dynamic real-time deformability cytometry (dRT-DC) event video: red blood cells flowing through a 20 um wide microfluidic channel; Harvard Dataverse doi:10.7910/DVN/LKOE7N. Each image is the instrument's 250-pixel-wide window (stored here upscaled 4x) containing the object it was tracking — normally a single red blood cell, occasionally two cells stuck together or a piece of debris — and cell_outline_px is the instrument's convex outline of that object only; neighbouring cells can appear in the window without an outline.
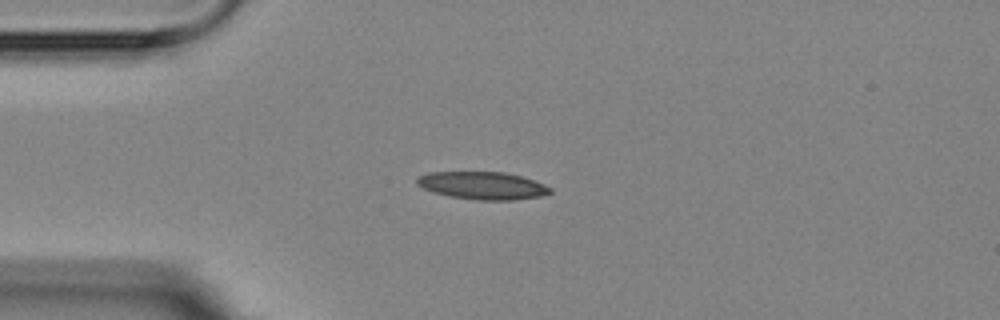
{"species": "Egyptian fruit bat (a non-hibernating species)", "species_latin": "Rousettus aegyptiacus", "temperature_condition": "room temperature", "stored_images_in_passage": 2, "camera_frame_rate_fps": 3000, "um_per_image_px": 0.085, "animal": {"sex": "female"}, "frame": {"image": 1, "passage_image": 1, "time_ms": 0.0, "image_size_px": [1000, 320], "cell_outline_px": [[552, 192], [540, 196], [512, 200], [476, 200], [452, 196], [436, 192], [424, 188], [416, 184], [416, 176], [428, 172], [504, 172], [536, 180], [552, 188]], "centroid_in_image_um": [41.03, 15.76], "position_along_channel_um": 44.0, "area_um2": 21.39}}
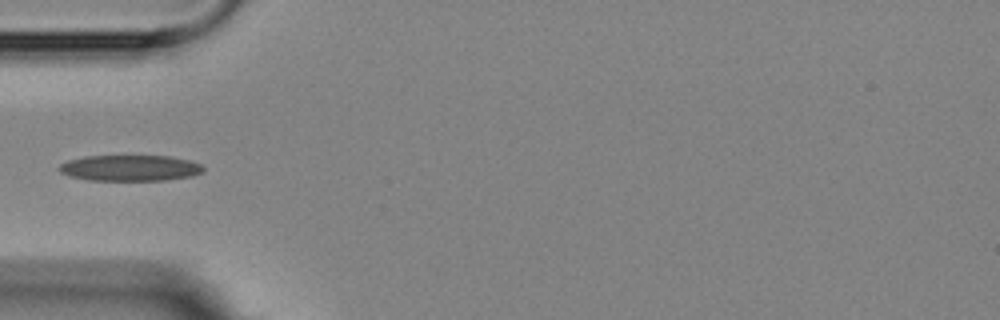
{"frame": {"image": 2, "passage_image": 2, "time_ms": 1.333, "image_size_px": [1000, 320], "cell_outline_px": [[204, 172], [192, 176], [164, 180], [88, 180], [68, 176], [60, 172], [56, 168], [60, 164], [68, 160], [84, 156], [168, 156], [188, 160], [200, 164], [204, 168]], "centroid_in_image_um": [11.01, 14.28], "position_along_channel_um": 74.0, "area_um2": 21.85}}